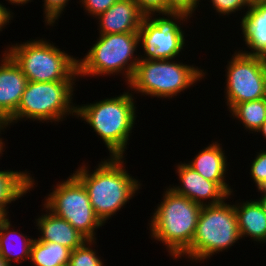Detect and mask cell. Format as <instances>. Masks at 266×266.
Listing matches in <instances>:
<instances>
[{
	"mask_svg": "<svg viewBox=\"0 0 266 266\" xmlns=\"http://www.w3.org/2000/svg\"><path fill=\"white\" fill-rule=\"evenodd\" d=\"M256 132L262 133V135L264 136L263 138H266V121L261 125V127Z\"/></svg>",
	"mask_w": 266,
	"mask_h": 266,
	"instance_id": "836d02e7",
	"label": "cell"
},
{
	"mask_svg": "<svg viewBox=\"0 0 266 266\" xmlns=\"http://www.w3.org/2000/svg\"><path fill=\"white\" fill-rule=\"evenodd\" d=\"M70 0H43L44 4V16L45 24L53 26L55 21L61 17V13L64 12L65 7Z\"/></svg>",
	"mask_w": 266,
	"mask_h": 266,
	"instance_id": "d4e9b609",
	"label": "cell"
},
{
	"mask_svg": "<svg viewBox=\"0 0 266 266\" xmlns=\"http://www.w3.org/2000/svg\"><path fill=\"white\" fill-rule=\"evenodd\" d=\"M200 0H166V12L182 13L191 18ZM198 4V5H197Z\"/></svg>",
	"mask_w": 266,
	"mask_h": 266,
	"instance_id": "4316f807",
	"label": "cell"
},
{
	"mask_svg": "<svg viewBox=\"0 0 266 266\" xmlns=\"http://www.w3.org/2000/svg\"><path fill=\"white\" fill-rule=\"evenodd\" d=\"M176 167L181 185L169 186V188L177 194L183 195L201 206L217 205L228 197L230 198L216 182L205 179L186 162H180Z\"/></svg>",
	"mask_w": 266,
	"mask_h": 266,
	"instance_id": "7c38bea8",
	"label": "cell"
},
{
	"mask_svg": "<svg viewBox=\"0 0 266 266\" xmlns=\"http://www.w3.org/2000/svg\"><path fill=\"white\" fill-rule=\"evenodd\" d=\"M10 227H12V224L9 221V217H0V255L12 266L11 263L14 260L16 263L30 260L34 239L32 237L28 238L29 236Z\"/></svg>",
	"mask_w": 266,
	"mask_h": 266,
	"instance_id": "d6986e66",
	"label": "cell"
},
{
	"mask_svg": "<svg viewBox=\"0 0 266 266\" xmlns=\"http://www.w3.org/2000/svg\"><path fill=\"white\" fill-rule=\"evenodd\" d=\"M35 179L27 171H0V217H8V205L32 191Z\"/></svg>",
	"mask_w": 266,
	"mask_h": 266,
	"instance_id": "ffe728a7",
	"label": "cell"
},
{
	"mask_svg": "<svg viewBox=\"0 0 266 266\" xmlns=\"http://www.w3.org/2000/svg\"><path fill=\"white\" fill-rule=\"evenodd\" d=\"M156 15L162 17L155 13L145 16L138 31L139 44L144 51L140 60L175 59L186 46L181 21L183 25V21L187 23L190 18L173 12Z\"/></svg>",
	"mask_w": 266,
	"mask_h": 266,
	"instance_id": "30bf717a",
	"label": "cell"
},
{
	"mask_svg": "<svg viewBox=\"0 0 266 266\" xmlns=\"http://www.w3.org/2000/svg\"><path fill=\"white\" fill-rule=\"evenodd\" d=\"M74 85L75 81H28L16 112L2 127L6 129L21 119L59 123L69 114L76 116V104L72 102Z\"/></svg>",
	"mask_w": 266,
	"mask_h": 266,
	"instance_id": "8992f818",
	"label": "cell"
},
{
	"mask_svg": "<svg viewBox=\"0 0 266 266\" xmlns=\"http://www.w3.org/2000/svg\"><path fill=\"white\" fill-rule=\"evenodd\" d=\"M0 266H10L1 255H0Z\"/></svg>",
	"mask_w": 266,
	"mask_h": 266,
	"instance_id": "8d00e7d4",
	"label": "cell"
},
{
	"mask_svg": "<svg viewBox=\"0 0 266 266\" xmlns=\"http://www.w3.org/2000/svg\"><path fill=\"white\" fill-rule=\"evenodd\" d=\"M45 213L36 220V226L42 234L37 240L59 243L71 250L82 246L88 239L76 230L68 221L56 216L45 206Z\"/></svg>",
	"mask_w": 266,
	"mask_h": 266,
	"instance_id": "2e32d148",
	"label": "cell"
},
{
	"mask_svg": "<svg viewBox=\"0 0 266 266\" xmlns=\"http://www.w3.org/2000/svg\"><path fill=\"white\" fill-rule=\"evenodd\" d=\"M148 223L151 237L175 260L191 246L202 206L167 188Z\"/></svg>",
	"mask_w": 266,
	"mask_h": 266,
	"instance_id": "3957f363",
	"label": "cell"
},
{
	"mask_svg": "<svg viewBox=\"0 0 266 266\" xmlns=\"http://www.w3.org/2000/svg\"><path fill=\"white\" fill-rule=\"evenodd\" d=\"M260 196L261 197L259 199L257 198V200L260 203V205L262 206V208L266 214V194H261Z\"/></svg>",
	"mask_w": 266,
	"mask_h": 266,
	"instance_id": "4dcf8cb0",
	"label": "cell"
},
{
	"mask_svg": "<svg viewBox=\"0 0 266 266\" xmlns=\"http://www.w3.org/2000/svg\"><path fill=\"white\" fill-rule=\"evenodd\" d=\"M124 160V157L109 156L92 172L84 164L73 173L85 186L92 208L104 224L134 198L141 186L127 173Z\"/></svg>",
	"mask_w": 266,
	"mask_h": 266,
	"instance_id": "6da1fadb",
	"label": "cell"
},
{
	"mask_svg": "<svg viewBox=\"0 0 266 266\" xmlns=\"http://www.w3.org/2000/svg\"><path fill=\"white\" fill-rule=\"evenodd\" d=\"M129 91L94 103L76 105V116L86 121L100 137L110 157H125L136 120V106Z\"/></svg>",
	"mask_w": 266,
	"mask_h": 266,
	"instance_id": "7a4b0ae2",
	"label": "cell"
},
{
	"mask_svg": "<svg viewBox=\"0 0 266 266\" xmlns=\"http://www.w3.org/2000/svg\"><path fill=\"white\" fill-rule=\"evenodd\" d=\"M256 4H266V0H250L251 6H254Z\"/></svg>",
	"mask_w": 266,
	"mask_h": 266,
	"instance_id": "e575fe53",
	"label": "cell"
},
{
	"mask_svg": "<svg viewBox=\"0 0 266 266\" xmlns=\"http://www.w3.org/2000/svg\"><path fill=\"white\" fill-rule=\"evenodd\" d=\"M205 73L198 66L173 59L139 60L127 87L131 93L170 99L198 83Z\"/></svg>",
	"mask_w": 266,
	"mask_h": 266,
	"instance_id": "52a82bcc",
	"label": "cell"
},
{
	"mask_svg": "<svg viewBox=\"0 0 266 266\" xmlns=\"http://www.w3.org/2000/svg\"><path fill=\"white\" fill-rule=\"evenodd\" d=\"M210 2L214 10L219 13V16L221 14L222 16H228L245 8L248 10L251 6L250 0H211Z\"/></svg>",
	"mask_w": 266,
	"mask_h": 266,
	"instance_id": "cb8c5ba5",
	"label": "cell"
},
{
	"mask_svg": "<svg viewBox=\"0 0 266 266\" xmlns=\"http://www.w3.org/2000/svg\"><path fill=\"white\" fill-rule=\"evenodd\" d=\"M6 1H8V3H11V5L12 4H16V5H25V4H27V3H29V2H31L32 0H6Z\"/></svg>",
	"mask_w": 266,
	"mask_h": 266,
	"instance_id": "1f68e13d",
	"label": "cell"
},
{
	"mask_svg": "<svg viewBox=\"0 0 266 266\" xmlns=\"http://www.w3.org/2000/svg\"><path fill=\"white\" fill-rule=\"evenodd\" d=\"M96 240H87L82 246L71 251L69 266H104L103 261L91 246Z\"/></svg>",
	"mask_w": 266,
	"mask_h": 266,
	"instance_id": "603a6c76",
	"label": "cell"
},
{
	"mask_svg": "<svg viewBox=\"0 0 266 266\" xmlns=\"http://www.w3.org/2000/svg\"><path fill=\"white\" fill-rule=\"evenodd\" d=\"M241 239L234 204L202 206L191 246L179 257L205 261Z\"/></svg>",
	"mask_w": 266,
	"mask_h": 266,
	"instance_id": "ba28073f",
	"label": "cell"
},
{
	"mask_svg": "<svg viewBox=\"0 0 266 266\" xmlns=\"http://www.w3.org/2000/svg\"><path fill=\"white\" fill-rule=\"evenodd\" d=\"M258 192L266 194V181H264L263 184L258 188Z\"/></svg>",
	"mask_w": 266,
	"mask_h": 266,
	"instance_id": "d590c367",
	"label": "cell"
},
{
	"mask_svg": "<svg viewBox=\"0 0 266 266\" xmlns=\"http://www.w3.org/2000/svg\"><path fill=\"white\" fill-rule=\"evenodd\" d=\"M58 266H69V264H63V265H58Z\"/></svg>",
	"mask_w": 266,
	"mask_h": 266,
	"instance_id": "f35d334b",
	"label": "cell"
},
{
	"mask_svg": "<svg viewBox=\"0 0 266 266\" xmlns=\"http://www.w3.org/2000/svg\"><path fill=\"white\" fill-rule=\"evenodd\" d=\"M5 51L18 64L28 81H77L79 78L77 58L46 39L16 43Z\"/></svg>",
	"mask_w": 266,
	"mask_h": 266,
	"instance_id": "277c9868",
	"label": "cell"
},
{
	"mask_svg": "<svg viewBox=\"0 0 266 266\" xmlns=\"http://www.w3.org/2000/svg\"><path fill=\"white\" fill-rule=\"evenodd\" d=\"M226 68L225 99L228 110L236 104L264 98L265 57L235 51Z\"/></svg>",
	"mask_w": 266,
	"mask_h": 266,
	"instance_id": "8fae6325",
	"label": "cell"
},
{
	"mask_svg": "<svg viewBox=\"0 0 266 266\" xmlns=\"http://www.w3.org/2000/svg\"><path fill=\"white\" fill-rule=\"evenodd\" d=\"M53 186L54 189L45 197L43 206L68 221L88 240H96L95 231L104 223L95 214L82 182L72 174L67 180Z\"/></svg>",
	"mask_w": 266,
	"mask_h": 266,
	"instance_id": "9c48e42d",
	"label": "cell"
},
{
	"mask_svg": "<svg viewBox=\"0 0 266 266\" xmlns=\"http://www.w3.org/2000/svg\"><path fill=\"white\" fill-rule=\"evenodd\" d=\"M241 239L251 237L256 242H266V214L258 200L236 202L234 205Z\"/></svg>",
	"mask_w": 266,
	"mask_h": 266,
	"instance_id": "ac0fdd59",
	"label": "cell"
},
{
	"mask_svg": "<svg viewBox=\"0 0 266 266\" xmlns=\"http://www.w3.org/2000/svg\"><path fill=\"white\" fill-rule=\"evenodd\" d=\"M85 12L92 17H98L118 0H79Z\"/></svg>",
	"mask_w": 266,
	"mask_h": 266,
	"instance_id": "83f0119b",
	"label": "cell"
},
{
	"mask_svg": "<svg viewBox=\"0 0 266 266\" xmlns=\"http://www.w3.org/2000/svg\"><path fill=\"white\" fill-rule=\"evenodd\" d=\"M5 128L4 127H2V126H0V134H1V132L4 130ZM1 136V135H0ZM5 145V143H4V141H3V139L0 137V157L2 156V152H4V150H3V148L5 147L4 146Z\"/></svg>",
	"mask_w": 266,
	"mask_h": 266,
	"instance_id": "d6a6232c",
	"label": "cell"
},
{
	"mask_svg": "<svg viewBox=\"0 0 266 266\" xmlns=\"http://www.w3.org/2000/svg\"><path fill=\"white\" fill-rule=\"evenodd\" d=\"M224 151L222 144L215 141L199 151L198 154L186 164L205 179L216 182L229 196H231L233 190L225 180L227 168L229 167H227V157Z\"/></svg>",
	"mask_w": 266,
	"mask_h": 266,
	"instance_id": "9a60e30c",
	"label": "cell"
},
{
	"mask_svg": "<svg viewBox=\"0 0 266 266\" xmlns=\"http://www.w3.org/2000/svg\"><path fill=\"white\" fill-rule=\"evenodd\" d=\"M256 155L255 159L251 162L249 174L258 189L266 181V150H261Z\"/></svg>",
	"mask_w": 266,
	"mask_h": 266,
	"instance_id": "484cf974",
	"label": "cell"
},
{
	"mask_svg": "<svg viewBox=\"0 0 266 266\" xmlns=\"http://www.w3.org/2000/svg\"><path fill=\"white\" fill-rule=\"evenodd\" d=\"M243 40L250 51L238 50L247 55L266 58V4L250 6L240 24Z\"/></svg>",
	"mask_w": 266,
	"mask_h": 266,
	"instance_id": "e0dca14e",
	"label": "cell"
},
{
	"mask_svg": "<svg viewBox=\"0 0 266 266\" xmlns=\"http://www.w3.org/2000/svg\"><path fill=\"white\" fill-rule=\"evenodd\" d=\"M233 118L238 119L246 131L255 132L266 121V101L264 98L234 105L230 110Z\"/></svg>",
	"mask_w": 266,
	"mask_h": 266,
	"instance_id": "7402d4cb",
	"label": "cell"
},
{
	"mask_svg": "<svg viewBox=\"0 0 266 266\" xmlns=\"http://www.w3.org/2000/svg\"><path fill=\"white\" fill-rule=\"evenodd\" d=\"M138 45L140 46L138 32L99 34L96 43L84 58L77 59L78 77L122 73L128 84L140 60Z\"/></svg>",
	"mask_w": 266,
	"mask_h": 266,
	"instance_id": "5b68a950",
	"label": "cell"
},
{
	"mask_svg": "<svg viewBox=\"0 0 266 266\" xmlns=\"http://www.w3.org/2000/svg\"><path fill=\"white\" fill-rule=\"evenodd\" d=\"M264 99L266 101V82H265V90H264Z\"/></svg>",
	"mask_w": 266,
	"mask_h": 266,
	"instance_id": "74e56055",
	"label": "cell"
},
{
	"mask_svg": "<svg viewBox=\"0 0 266 266\" xmlns=\"http://www.w3.org/2000/svg\"><path fill=\"white\" fill-rule=\"evenodd\" d=\"M0 58V126L17 110L28 82L21 68L6 52Z\"/></svg>",
	"mask_w": 266,
	"mask_h": 266,
	"instance_id": "4fadbf2b",
	"label": "cell"
},
{
	"mask_svg": "<svg viewBox=\"0 0 266 266\" xmlns=\"http://www.w3.org/2000/svg\"><path fill=\"white\" fill-rule=\"evenodd\" d=\"M71 249L59 243L44 242L34 239L30 261L35 266H58L69 264Z\"/></svg>",
	"mask_w": 266,
	"mask_h": 266,
	"instance_id": "44dd1931",
	"label": "cell"
},
{
	"mask_svg": "<svg viewBox=\"0 0 266 266\" xmlns=\"http://www.w3.org/2000/svg\"><path fill=\"white\" fill-rule=\"evenodd\" d=\"M145 15L133 0H118L96 19L100 34L138 32Z\"/></svg>",
	"mask_w": 266,
	"mask_h": 266,
	"instance_id": "5bb4252c",
	"label": "cell"
},
{
	"mask_svg": "<svg viewBox=\"0 0 266 266\" xmlns=\"http://www.w3.org/2000/svg\"><path fill=\"white\" fill-rule=\"evenodd\" d=\"M13 18V13L8 8H6L4 5L0 3V31H2L6 25H9L8 23L11 22V19ZM10 21V22H9Z\"/></svg>",
	"mask_w": 266,
	"mask_h": 266,
	"instance_id": "f546056e",
	"label": "cell"
},
{
	"mask_svg": "<svg viewBox=\"0 0 266 266\" xmlns=\"http://www.w3.org/2000/svg\"><path fill=\"white\" fill-rule=\"evenodd\" d=\"M145 15L166 13V0H133Z\"/></svg>",
	"mask_w": 266,
	"mask_h": 266,
	"instance_id": "f1b7e54d",
	"label": "cell"
}]
</instances>
